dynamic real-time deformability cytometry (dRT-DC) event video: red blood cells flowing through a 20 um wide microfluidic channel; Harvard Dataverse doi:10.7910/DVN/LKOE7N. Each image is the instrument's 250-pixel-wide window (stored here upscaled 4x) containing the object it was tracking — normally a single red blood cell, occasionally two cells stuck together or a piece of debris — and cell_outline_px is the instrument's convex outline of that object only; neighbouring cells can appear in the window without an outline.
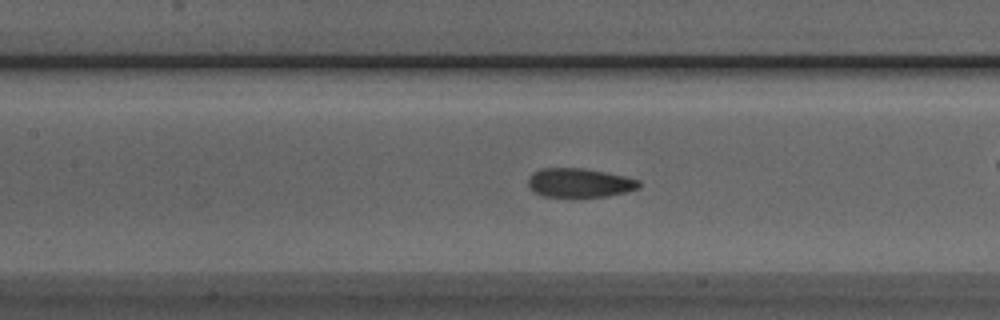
{"species": "Egyptian fruit bat (a non-hibernating species)", "species_latin": "Rousettus aegyptiacus", "temperature_condition": "room temperature", "stored_images_in_passage": 48, "camera_frame_rate_fps": 3000, "um_per_image_px": 0.085, "animal": {"sex": "male"}, "frame": {"image": 1, "passage_image": 18, "time_ms": 5.667, "image_size_px": [1000, 320], "cell_outline_px": [[640, 188], [624, 192], [604, 196], [580, 200], [576, 200], [544, 196], [532, 192], [528, 184], [528, 176], [532, 172], [540, 168], [584, 168], [624, 176], [640, 180]], "centroid_in_image_um": [49.2, 15.58], "position_along_channel_um": 158.2, "area_um2": 19.59}}
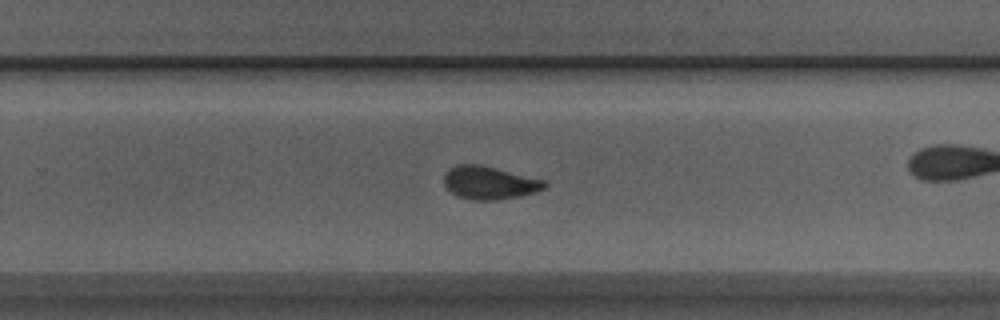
{"frame": {"image": 2, "passage_image": 28, "time_ms": 9.0, "image_size_px": [1000, 320], "cell_outline_px": [[548, 184], [544, 188], [536, 192], [520, 196], [496, 200], [472, 200], [456, 196], [444, 184], [444, 172], [448, 168], [456, 164], [480, 164], [544, 180]], "centroid_in_image_um": [41.56, 15.53], "position_along_channel_um": 288.2, "area_um2": 19.42}}
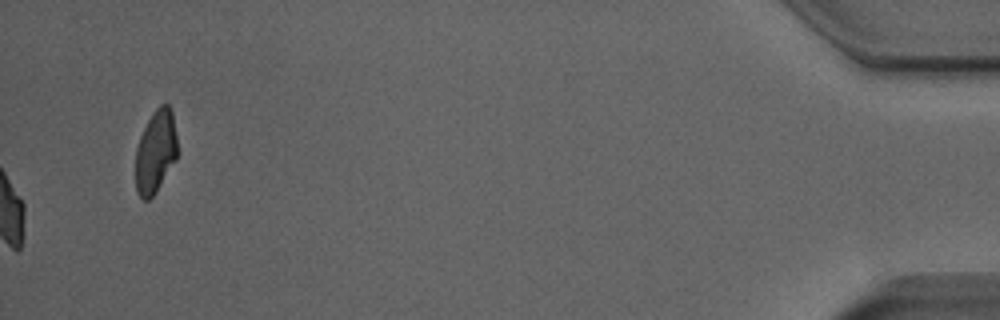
{"frame": {"image": 3, "passage_image": 48, "time_ms": 15.667, "image_size_px": [1000, 320], "cell_outline_px": [[180, 152], [176, 160], [156, 192], [148, 200], [144, 200], [136, 192], [136, 148], [140, 136], [152, 112], [160, 104], [168, 104], [172, 112]], "centroid_in_image_um": [13.26, 12.88], "position_along_channel_um": 421.9, "area_um2": 20.52}, "authors_computed_cell_mechanics": {"area_um2": 19.5942, "velocity_mm_per_s": 3.9142, "shape_relaxation_time_tau1_ms": 7.3948, "shape_relaxation_time_tau2_ms": 1.822, "deformation_change_tau1": 0.1647, "deformation_change_tau2": 0.0546}}